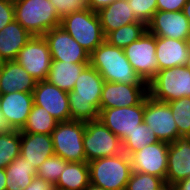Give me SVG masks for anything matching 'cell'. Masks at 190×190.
<instances>
[{
    "label": "cell",
    "instance_id": "obj_1",
    "mask_svg": "<svg viewBox=\"0 0 190 190\" xmlns=\"http://www.w3.org/2000/svg\"><path fill=\"white\" fill-rule=\"evenodd\" d=\"M104 79L88 64L80 73L74 89L68 92L70 120L89 122L99 119Z\"/></svg>",
    "mask_w": 190,
    "mask_h": 190
},
{
    "label": "cell",
    "instance_id": "obj_2",
    "mask_svg": "<svg viewBox=\"0 0 190 190\" xmlns=\"http://www.w3.org/2000/svg\"><path fill=\"white\" fill-rule=\"evenodd\" d=\"M89 64L99 72L104 81L148 85L133 69L124 49L115 47L106 40L90 54Z\"/></svg>",
    "mask_w": 190,
    "mask_h": 190
},
{
    "label": "cell",
    "instance_id": "obj_3",
    "mask_svg": "<svg viewBox=\"0 0 190 190\" xmlns=\"http://www.w3.org/2000/svg\"><path fill=\"white\" fill-rule=\"evenodd\" d=\"M14 17L32 36H43L61 21L51 0L14 1Z\"/></svg>",
    "mask_w": 190,
    "mask_h": 190
},
{
    "label": "cell",
    "instance_id": "obj_4",
    "mask_svg": "<svg viewBox=\"0 0 190 190\" xmlns=\"http://www.w3.org/2000/svg\"><path fill=\"white\" fill-rule=\"evenodd\" d=\"M90 183L105 190H125L132 172L130 157L122 152L88 162Z\"/></svg>",
    "mask_w": 190,
    "mask_h": 190
},
{
    "label": "cell",
    "instance_id": "obj_5",
    "mask_svg": "<svg viewBox=\"0 0 190 190\" xmlns=\"http://www.w3.org/2000/svg\"><path fill=\"white\" fill-rule=\"evenodd\" d=\"M60 26L89 54L105 41L96 11H76L61 18Z\"/></svg>",
    "mask_w": 190,
    "mask_h": 190
},
{
    "label": "cell",
    "instance_id": "obj_6",
    "mask_svg": "<svg viewBox=\"0 0 190 190\" xmlns=\"http://www.w3.org/2000/svg\"><path fill=\"white\" fill-rule=\"evenodd\" d=\"M148 95L162 102L190 97V69L183 65L159 70L148 83Z\"/></svg>",
    "mask_w": 190,
    "mask_h": 190
},
{
    "label": "cell",
    "instance_id": "obj_7",
    "mask_svg": "<svg viewBox=\"0 0 190 190\" xmlns=\"http://www.w3.org/2000/svg\"><path fill=\"white\" fill-rule=\"evenodd\" d=\"M83 147L86 162L115 156L123 152L121 139L106 127L100 119L85 122Z\"/></svg>",
    "mask_w": 190,
    "mask_h": 190
},
{
    "label": "cell",
    "instance_id": "obj_8",
    "mask_svg": "<svg viewBox=\"0 0 190 190\" xmlns=\"http://www.w3.org/2000/svg\"><path fill=\"white\" fill-rule=\"evenodd\" d=\"M85 122L69 120L56 124L52 131L54 153L68 162L86 161L83 137Z\"/></svg>",
    "mask_w": 190,
    "mask_h": 190
},
{
    "label": "cell",
    "instance_id": "obj_9",
    "mask_svg": "<svg viewBox=\"0 0 190 190\" xmlns=\"http://www.w3.org/2000/svg\"><path fill=\"white\" fill-rule=\"evenodd\" d=\"M155 51L156 36L148 31L124 48L129 63L147 84L159 71Z\"/></svg>",
    "mask_w": 190,
    "mask_h": 190
},
{
    "label": "cell",
    "instance_id": "obj_10",
    "mask_svg": "<svg viewBox=\"0 0 190 190\" xmlns=\"http://www.w3.org/2000/svg\"><path fill=\"white\" fill-rule=\"evenodd\" d=\"M143 122L153 129L159 141L170 144L181 138L167 102L155 100L147 95L144 98Z\"/></svg>",
    "mask_w": 190,
    "mask_h": 190
},
{
    "label": "cell",
    "instance_id": "obj_11",
    "mask_svg": "<svg viewBox=\"0 0 190 190\" xmlns=\"http://www.w3.org/2000/svg\"><path fill=\"white\" fill-rule=\"evenodd\" d=\"M16 61L37 81L46 80L52 57L43 36L32 38L19 51Z\"/></svg>",
    "mask_w": 190,
    "mask_h": 190
},
{
    "label": "cell",
    "instance_id": "obj_12",
    "mask_svg": "<svg viewBox=\"0 0 190 190\" xmlns=\"http://www.w3.org/2000/svg\"><path fill=\"white\" fill-rule=\"evenodd\" d=\"M144 99L138 104L130 107L100 108L99 119L108 127L121 141L127 134L134 131L143 122Z\"/></svg>",
    "mask_w": 190,
    "mask_h": 190
},
{
    "label": "cell",
    "instance_id": "obj_13",
    "mask_svg": "<svg viewBox=\"0 0 190 190\" xmlns=\"http://www.w3.org/2000/svg\"><path fill=\"white\" fill-rule=\"evenodd\" d=\"M169 144L158 141L129 155L132 171L160 177L165 181Z\"/></svg>",
    "mask_w": 190,
    "mask_h": 190
},
{
    "label": "cell",
    "instance_id": "obj_14",
    "mask_svg": "<svg viewBox=\"0 0 190 190\" xmlns=\"http://www.w3.org/2000/svg\"><path fill=\"white\" fill-rule=\"evenodd\" d=\"M43 37L48 43L52 60L89 63L90 54L61 26L50 29Z\"/></svg>",
    "mask_w": 190,
    "mask_h": 190
},
{
    "label": "cell",
    "instance_id": "obj_15",
    "mask_svg": "<svg viewBox=\"0 0 190 190\" xmlns=\"http://www.w3.org/2000/svg\"><path fill=\"white\" fill-rule=\"evenodd\" d=\"M33 98L35 105L45 108L58 122L70 120L68 92L42 80L37 81Z\"/></svg>",
    "mask_w": 190,
    "mask_h": 190
},
{
    "label": "cell",
    "instance_id": "obj_16",
    "mask_svg": "<svg viewBox=\"0 0 190 190\" xmlns=\"http://www.w3.org/2000/svg\"><path fill=\"white\" fill-rule=\"evenodd\" d=\"M147 31L158 37L187 40L190 22L183 11H156L147 23Z\"/></svg>",
    "mask_w": 190,
    "mask_h": 190
},
{
    "label": "cell",
    "instance_id": "obj_17",
    "mask_svg": "<svg viewBox=\"0 0 190 190\" xmlns=\"http://www.w3.org/2000/svg\"><path fill=\"white\" fill-rule=\"evenodd\" d=\"M148 95V85H129L104 81L100 108L138 105Z\"/></svg>",
    "mask_w": 190,
    "mask_h": 190
},
{
    "label": "cell",
    "instance_id": "obj_18",
    "mask_svg": "<svg viewBox=\"0 0 190 190\" xmlns=\"http://www.w3.org/2000/svg\"><path fill=\"white\" fill-rule=\"evenodd\" d=\"M34 105L33 93L0 94V110L9 129L21 130Z\"/></svg>",
    "mask_w": 190,
    "mask_h": 190
},
{
    "label": "cell",
    "instance_id": "obj_19",
    "mask_svg": "<svg viewBox=\"0 0 190 190\" xmlns=\"http://www.w3.org/2000/svg\"><path fill=\"white\" fill-rule=\"evenodd\" d=\"M190 177V140L180 138L169 144L165 184L174 186Z\"/></svg>",
    "mask_w": 190,
    "mask_h": 190
},
{
    "label": "cell",
    "instance_id": "obj_20",
    "mask_svg": "<svg viewBox=\"0 0 190 190\" xmlns=\"http://www.w3.org/2000/svg\"><path fill=\"white\" fill-rule=\"evenodd\" d=\"M37 80L16 60L0 62V94L11 92L33 93Z\"/></svg>",
    "mask_w": 190,
    "mask_h": 190
},
{
    "label": "cell",
    "instance_id": "obj_21",
    "mask_svg": "<svg viewBox=\"0 0 190 190\" xmlns=\"http://www.w3.org/2000/svg\"><path fill=\"white\" fill-rule=\"evenodd\" d=\"M20 155L37 170L47 158L55 155L52 136L21 132Z\"/></svg>",
    "mask_w": 190,
    "mask_h": 190
},
{
    "label": "cell",
    "instance_id": "obj_22",
    "mask_svg": "<svg viewBox=\"0 0 190 190\" xmlns=\"http://www.w3.org/2000/svg\"><path fill=\"white\" fill-rule=\"evenodd\" d=\"M158 70L183 66L186 64L188 47L186 40L156 36V51Z\"/></svg>",
    "mask_w": 190,
    "mask_h": 190
},
{
    "label": "cell",
    "instance_id": "obj_23",
    "mask_svg": "<svg viewBox=\"0 0 190 190\" xmlns=\"http://www.w3.org/2000/svg\"><path fill=\"white\" fill-rule=\"evenodd\" d=\"M32 38L16 20L0 30V62L16 60L19 51Z\"/></svg>",
    "mask_w": 190,
    "mask_h": 190
},
{
    "label": "cell",
    "instance_id": "obj_24",
    "mask_svg": "<svg viewBox=\"0 0 190 190\" xmlns=\"http://www.w3.org/2000/svg\"><path fill=\"white\" fill-rule=\"evenodd\" d=\"M132 9L128 0H116L110 5L101 8L97 13L104 36L123 25L138 22L139 20Z\"/></svg>",
    "mask_w": 190,
    "mask_h": 190
},
{
    "label": "cell",
    "instance_id": "obj_25",
    "mask_svg": "<svg viewBox=\"0 0 190 190\" xmlns=\"http://www.w3.org/2000/svg\"><path fill=\"white\" fill-rule=\"evenodd\" d=\"M89 63H69L59 60H52L47 81L59 89L70 92L74 89L75 82L82 70Z\"/></svg>",
    "mask_w": 190,
    "mask_h": 190
},
{
    "label": "cell",
    "instance_id": "obj_26",
    "mask_svg": "<svg viewBox=\"0 0 190 190\" xmlns=\"http://www.w3.org/2000/svg\"><path fill=\"white\" fill-rule=\"evenodd\" d=\"M89 183L88 162H68L55 184V188L61 190H84Z\"/></svg>",
    "mask_w": 190,
    "mask_h": 190
},
{
    "label": "cell",
    "instance_id": "obj_27",
    "mask_svg": "<svg viewBox=\"0 0 190 190\" xmlns=\"http://www.w3.org/2000/svg\"><path fill=\"white\" fill-rule=\"evenodd\" d=\"M6 190H21L31 184L37 170L23 156L16 157L6 168Z\"/></svg>",
    "mask_w": 190,
    "mask_h": 190
},
{
    "label": "cell",
    "instance_id": "obj_28",
    "mask_svg": "<svg viewBox=\"0 0 190 190\" xmlns=\"http://www.w3.org/2000/svg\"><path fill=\"white\" fill-rule=\"evenodd\" d=\"M146 31L147 24L139 20L109 32L105 36V40L115 47L124 49L132 42L138 40Z\"/></svg>",
    "mask_w": 190,
    "mask_h": 190
},
{
    "label": "cell",
    "instance_id": "obj_29",
    "mask_svg": "<svg viewBox=\"0 0 190 190\" xmlns=\"http://www.w3.org/2000/svg\"><path fill=\"white\" fill-rule=\"evenodd\" d=\"M57 123L58 121L45 108L34 104L20 132L51 135Z\"/></svg>",
    "mask_w": 190,
    "mask_h": 190
},
{
    "label": "cell",
    "instance_id": "obj_30",
    "mask_svg": "<svg viewBox=\"0 0 190 190\" xmlns=\"http://www.w3.org/2000/svg\"><path fill=\"white\" fill-rule=\"evenodd\" d=\"M21 132L8 129L0 133V168L5 169L20 155Z\"/></svg>",
    "mask_w": 190,
    "mask_h": 190
},
{
    "label": "cell",
    "instance_id": "obj_31",
    "mask_svg": "<svg viewBox=\"0 0 190 190\" xmlns=\"http://www.w3.org/2000/svg\"><path fill=\"white\" fill-rule=\"evenodd\" d=\"M158 141L153 129L142 122L134 131L127 134V137L122 141L123 152L129 156L141 150L144 146Z\"/></svg>",
    "mask_w": 190,
    "mask_h": 190
},
{
    "label": "cell",
    "instance_id": "obj_32",
    "mask_svg": "<svg viewBox=\"0 0 190 190\" xmlns=\"http://www.w3.org/2000/svg\"><path fill=\"white\" fill-rule=\"evenodd\" d=\"M167 103L177 125L178 135L181 138H188L190 136V97H182Z\"/></svg>",
    "mask_w": 190,
    "mask_h": 190
},
{
    "label": "cell",
    "instance_id": "obj_33",
    "mask_svg": "<svg viewBox=\"0 0 190 190\" xmlns=\"http://www.w3.org/2000/svg\"><path fill=\"white\" fill-rule=\"evenodd\" d=\"M165 185L160 177L132 171L125 190H161Z\"/></svg>",
    "mask_w": 190,
    "mask_h": 190
},
{
    "label": "cell",
    "instance_id": "obj_34",
    "mask_svg": "<svg viewBox=\"0 0 190 190\" xmlns=\"http://www.w3.org/2000/svg\"><path fill=\"white\" fill-rule=\"evenodd\" d=\"M67 163L62 157L53 155L39 166L36 176L56 184Z\"/></svg>",
    "mask_w": 190,
    "mask_h": 190
},
{
    "label": "cell",
    "instance_id": "obj_35",
    "mask_svg": "<svg viewBox=\"0 0 190 190\" xmlns=\"http://www.w3.org/2000/svg\"><path fill=\"white\" fill-rule=\"evenodd\" d=\"M128 3L136 18L146 24L157 11V0H128Z\"/></svg>",
    "mask_w": 190,
    "mask_h": 190
},
{
    "label": "cell",
    "instance_id": "obj_36",
    "mask_svg": "<svg viewBox=\"0 0 190 190\" xmlns=\"http://www.w3.org/2000/svg\"><path fill=\"white\" fill-rule=\"evenodd\" d=\"M51 2L61 18L76 11L91 10L90 0H51Z\"/></svg>",
    "mask_w": 190,
    "mask_h": 190
},
{
    "label": "cell",
    "instance_id": "obj_37",
    "mask_svg": "<svg viewBox=\"0 0 190 190\" xmlns=\"http://www.w3.org/2000/svg\"><path fill=\"white\" fill-rule=\"evenodd\" d=\"M15 20L14 2L12 0H0V30Z\"/></svg>",
    "mask_w": 190,
    "mask_h": 190
},
{
    "label": "cell",
    "instance_id": "obj_38",
    "mask_svg": "<svg viewBox=\"0 0 190 190\" xmlns=\"http://www.w3.org/2000/svg\"><path fill=\"white\" fill-rule=\"evenodd\" d=\"M187 0H157V11H182Z\"/></svg>",
    "mask_w": 190,
    "mask_h": 190
},
{
    "label": "cell",
    "instance_id": "obj_39",
    "mask_svg": "<svg viewBox=\"0 0 190 190\" xmlns=\"http://www.w3.org/2000/svg\"><path fill=\"white\" fill-rule=\"evenodd\" d=\"M55 184L35 176L30 185L21 190H55Z\"/></svg>",
    "mask_w": 190,
    "mask_h": 190
},
{
    "label": "cell",
    "instance_id": "obj_40",
    "mask_svg": "<svg viewBox=\"0 0 190 190\" xmlns=\"http://www.w3.org/2000/svg\"><path fill=\"white\" fill-rule=\"evenodd\" d=\"M116 0H90L91 10L98 12L101 8H104Z\"/></svg>",
    "mask_w": 190,
    "mask_h": 190
},
{
    "label": "cell",
    "instance_id": "obj_41",
    "mask_svg": "<svg viewBox=\"0 0 190 190\" xmlns=\"http://www.w3.org/2000/svg\"><path fill=\"white\" fill-rule=\"evenodd\" d=\"M174 187L177 190H190V177L178 182Z\"/></svg>",
    "mask_w": 190,
    "mask_h": 190
},
{
    "label": "cell",
    "instance_id": "obj_42",
    "mask_svg": "<svg viewBox=\"0 0 190 190\" xmlns=\"http://www.w3.org/2000/svg\"><path fill=\"white\" fill-rule=\"evenodd\" d=\"M0 190H6V171L0 168Z\"/></svg>",
    "mask_w": 190,
    "mask_h": 190
},
{
    "label": "cell",
    "instance_id": "obj_43",
    "mask_svg": "<svg viewBox=\"0 0 190 190\" xmlns=\"http://www.w3.org/2000/svg\"><path fill=\"white\" fill-rule=\"evenodd\" d=\"M183 13L184 16L189 20L190 22V0H187L186 4L183 7Z\"/></svg>",
    "mask_w": 190,
    "mask_h": 190
},
{
    "label": "cell",
    "instance_id": "obj_44",
    "mask_svg": "<svg viewBox=\"0 0 190 190\" xmlns=\"http://www.w3.org/2000/svg\"><path fill=\"white\" fill-rule=\"evenodd\" d=\"M9 128L7 127L5 121H4V118H3V115L1 113V110H0V133L1 132H4V131H7Z\"/></svg>",
    "mask_w": 190,
    "mask_h": 190
},
{
    "label": "cell",
    "instance_id": "obj_45",
    "mask_svg": "<svg viewBox=\"0 0 190 190\" xmlns=\"http://www.w3.org/2000/svg\"><path fill=\"white\" fill-rule=\"evenodd\" d=\"M84 190H105L102 187L96 186L92 183H89V185Z\"/></svg>",
    "mask_w": 190,
    "mask_h": 190
},
{
    "label": "cell",
    "instance_id": "obj_46",
    "mask_svg": "<svg viewBox=\"0 0 190 190\" xmlns=\"http://www.w3.org/2000/svg\"><path fill=\"white\" fill-rule=\"evenodd\" d=\"M185 66H186L188 69H190V53H188L187 61H186Z\"/></svg>",
    "mask_w": 190,
    "mask_h": 190
},
{
    "label": "cell",
    "instance_id": "obj_47",
    "mask_svg": "<svg viewBox=\"0 0 190 190\" xmlns=\"http://www.w3.org/2000/svg\"><path fill=\"white\" fill-rule=\"evenodd\" d=\"M186 42H187V47H188V53H190V35L188 36Z\"/></svg>",
    "mask_w": 190,
    "mask_h": 190
},
{
    "label": "cell",
    "instance_id": "obj_48",
    "mask_svg": "<svg viewBox=\"0 0 190 190\" xmlns=\"http://www.w3.org/2000/svg\"><path fill=\"white\" fill-rule=\"evenodd\" d=\"M161 190H171V186L165 185Z\"/></svg>",
    "mask_w": 190,
    "mask_h": 190
},
{
    "label": "cell",
    "instance_id": "obj_49",
    "mask_svg": "<svg viewBox=\"0 0 190 190\" xmlns=\"http://www.w3.org/2000/svg\"><path fill=\"white\" fill-rule=\"evenodd\" d=\"M171 190H177L174 186H171Z\"/></svg>",
    "mask_w": 190,
    "mask_h": 190
}]
</instances>
